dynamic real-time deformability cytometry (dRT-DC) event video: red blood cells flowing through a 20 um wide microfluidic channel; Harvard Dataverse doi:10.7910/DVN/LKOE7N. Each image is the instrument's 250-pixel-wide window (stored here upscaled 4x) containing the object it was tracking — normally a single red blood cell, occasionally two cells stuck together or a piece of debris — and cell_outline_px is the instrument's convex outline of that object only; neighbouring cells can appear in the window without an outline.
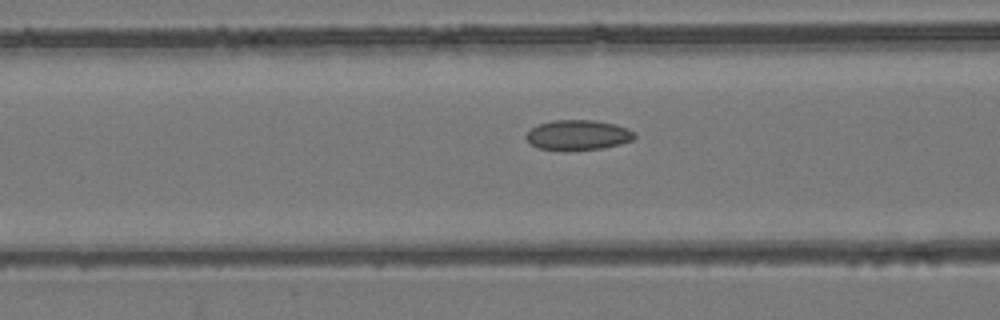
{"species": "common noctule bat (a hibernating species)", "species_latin": "Nyctalus noctula", "temperature_condition": "room temperature", "stored_images_in_passage": 50, "camera_frame_rate_fps": 3000, "um_per_image_px": 0.085, "animal": {"sex": "female", "body_mass_g": 24.6, "forearm_length_mm": 56.2}, "frame": {"image": 1, "passage_image": 22, "time_ms": 7.0, "image_size_px": [1000, 320], "cell_outline_px": [[636, 136], [632, 140], [620, 144], [604, 148], [536, 148], [528, 144], [524, 136], [532, 128], [540, 124], [552, 120], [592, 120], [616, 124], [628, 128]], "centroid_in_image_um": [49.12, 11.44], "position_along_channel_um": 117.5, "area_um2": 18.5}}
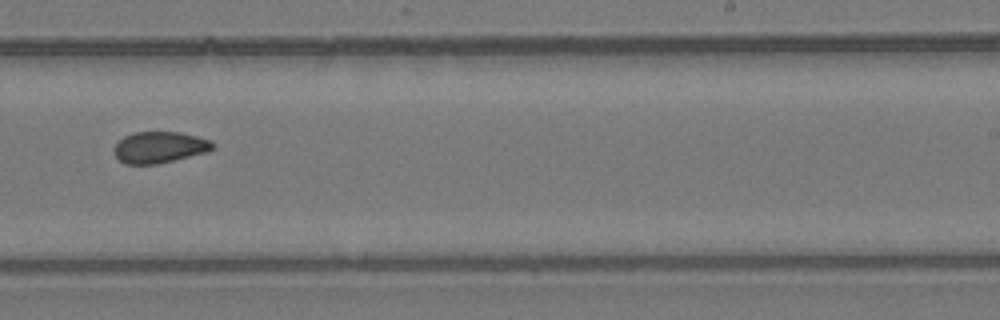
{"frame": {"image": 2, "passage_image": 34, "time_ms": 11.0, "image_size_px": [1000, 320], "cell_outline_px": [[216, 148], [208, 152], [156, 164], [124, 164], [116, 156], [116, 144], [124, 136], [132, 132], [180, 132], [212, 140], [216, 144]], "centroid_in_image_um": [13.63, 12.51], "position_along_channel_um": 275.4, "area_um2": 18.03}}
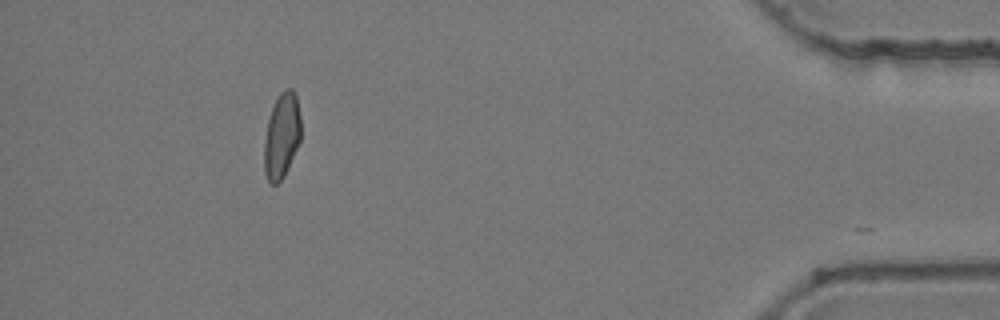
{"frame": {"image": 3, "passage_image": 49, "time_ms": 16.0, "image_size_px": [1000, 320], "cell_outline_px": [[300, 140], [288, 168], [284, 176], [276, 184], [268, 184], [264, 172], [264, 140], [268, 120], [272, 108], [280, 92], [284, 88], [292, 88], [296, 92], [300, 116]], "centroid_in_image_um": [23.94, 11.53], "position_along_channel_um": 411.3, "area_um2": 18.38}, "authors_computed_cell_mechanics": {"area_um2": 18.8428, "velocity_mm_per_s": 3.952, "shape_relaxation_time_tau1_ms": null, "shape_relaxation_time_tau2_ms": 3.3043, "deformation_change_tau1": null, "deformation_change_tau2": 0.0893}}